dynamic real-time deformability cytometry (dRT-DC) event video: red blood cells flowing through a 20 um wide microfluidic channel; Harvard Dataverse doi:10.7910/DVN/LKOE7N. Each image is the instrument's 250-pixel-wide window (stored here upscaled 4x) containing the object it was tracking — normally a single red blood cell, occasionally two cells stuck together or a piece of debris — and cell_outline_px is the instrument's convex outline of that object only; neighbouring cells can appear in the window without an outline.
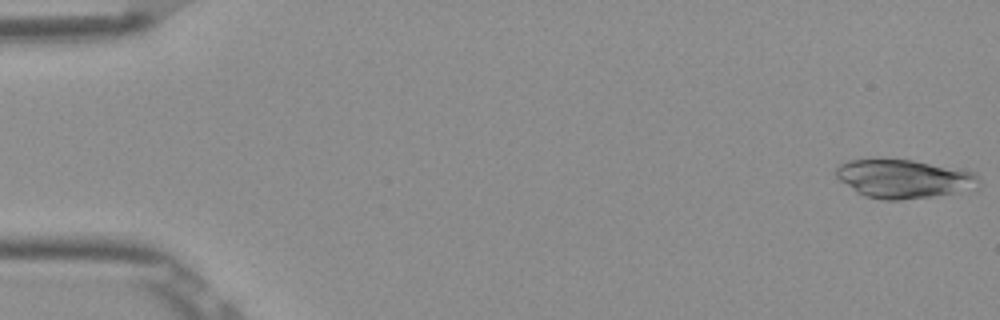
{"species": "Egyptian fruit bat (a non-hibernating species)", "species_latin": "Rousettus aegyptiacus", "temperature_condition": "room temperature", "stored_images_in_passage": 52, "camera_frame_rate_fps": 3000, "um_per_image_px": 0.085, "frame": {"image": 1, "passage_image": 1, "time_ms": 0.0, "image_size_px": [1000, 320], "cell_outline_px": [[980, 180], [952, 192], [932, 196], [900, 200], [884, 200], [864, 196], [856, 192], [840, 180], [836, 176], [836, 168], [840, 164], [848, 160], [912, 160], [964, 168], [976, 172], [980, 176]], "centroid_in_image_um": [76.76, 15.17], "position_along_channel_um": 8.2, "area_um2": 31.5}}
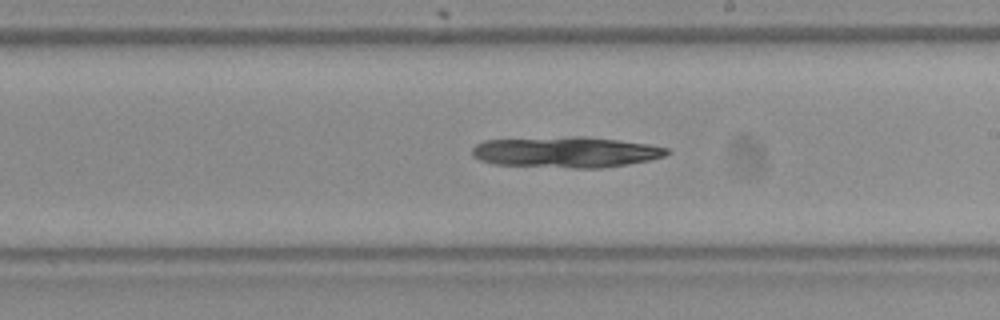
{"frame": {"image": 2, "passage_image": 30, "time_ms": 9.667, "image_size_px": [1000, 320], "cell_outline_px": [[672, 152], [664, 156], [648, 160], [628, 164], [600, 168], [572, 168], [496, 164], [480, 160], [472, 156], [472, 148], [476, 144], [484, 140], [572, 136], [584, 136], [648, 144], [668, 148]], "centroid_in_image_um": [48.1, 12.92], "position_along_channel_um": 240.9, "area_um2": 35.03}}
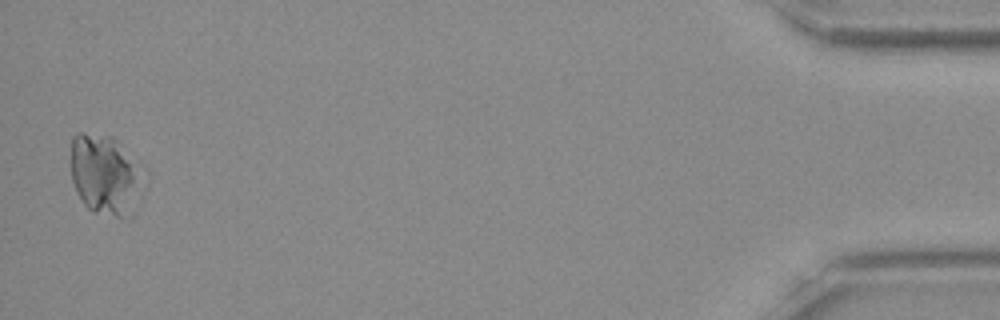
{"frame": {"image": 3, "passage_image": 51, "time_ms": 16.667, "image_size_px": [1000, 320], "cell_outline_px": [[144, 192], [136, 212], [132, 216], [116, 216], [92, 212], [84, 204], [76, 192], [72, 180], [72, 136], [76, 132], [84, 132], [112, 136], [116, 140], [140, 172]], "centroid_in_image_um": [8.94, 14.91], "position_along_channel_um": 426.3, "area_um2": 33.87}}